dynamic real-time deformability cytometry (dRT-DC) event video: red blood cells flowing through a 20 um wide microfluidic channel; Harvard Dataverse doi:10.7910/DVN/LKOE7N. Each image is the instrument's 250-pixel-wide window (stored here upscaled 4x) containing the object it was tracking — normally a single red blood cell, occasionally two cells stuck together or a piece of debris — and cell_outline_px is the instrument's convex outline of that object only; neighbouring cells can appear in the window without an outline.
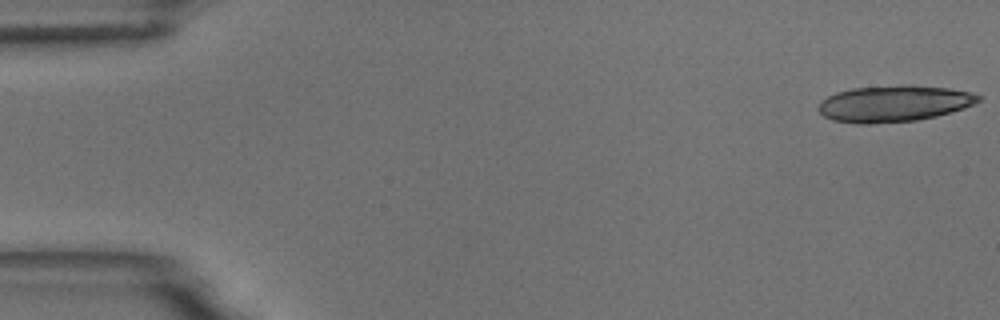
{"species": "common noctule bat (a hibernating species)", "species_latin": "Nyctalus noctula", "temperature_condition": "room temperature", "stored_images_in_passage": 3, "camera_frame_rate_fps": 3000, "um_per_image_px": 0.085, "animal": {"sex": "male", "body_mass_g": 18.8}, "frame": {"image": 1, "passage_image": 1, "time_ms": 0.0, "image_size_px": [1000, 320], "cell_outline_px": [[980, 100], [964, 108], [936, 116], [916, 120], [868, 124], [856, 124], [832, 120], [824, 116], [816, 108], [820, 100], [836, 92], [852, 88], [900, 84], [908, 84], [948, 88], [972, 92], [980, 96]], "centroid_in_image_um": [75.93, 8.79], "position_along_channel_um": 9.1, "area_um2": 34.16}}